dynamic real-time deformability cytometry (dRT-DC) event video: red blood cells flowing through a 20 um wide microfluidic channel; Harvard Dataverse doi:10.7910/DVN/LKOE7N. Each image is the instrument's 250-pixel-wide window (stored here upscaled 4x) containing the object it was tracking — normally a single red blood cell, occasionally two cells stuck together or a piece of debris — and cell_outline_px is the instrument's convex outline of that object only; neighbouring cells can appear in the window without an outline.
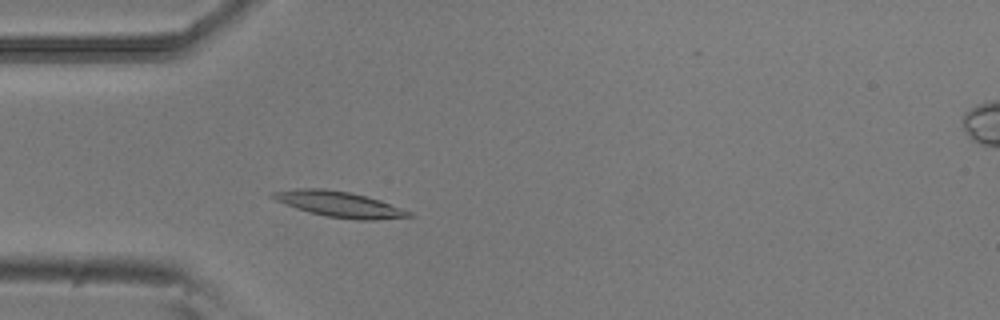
{"species": "common noctule bat (a hibernating species)", "species_latin": "Nyctalus noctula", "temperature_condition": "room temperature", "stored_images_in_passage": 42, "camera_frame_rate_fps": 3000, "um_per_image_px": 0.085, "animal": {"sex": "male", "body_mass_g": 20.5, "forearm_length_mm": 52.5}, "frame": {"image": 1, "passage_image": 4, "time_ms": 1.0, "image_size_px": [1000, 320], "cell_outline_px": [[416, 216], [372, 220], [360, 220], [324, 216], [296, 208], [276, 200], [268, 196], [272, 192], [296, 188], [324, 188], [348, 192], [380, 200], [412, 212]], "centroid_in_image_um": [28.84, 17.36], "position_along_channel_um": 56.2, "area_um2": 20.23}}
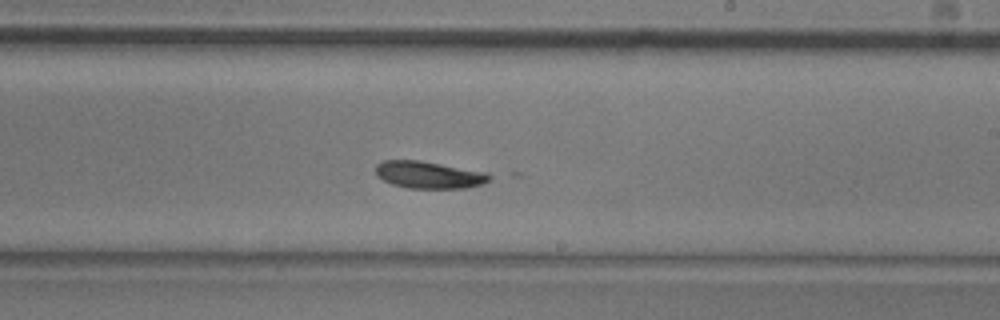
{"frame": {"image": 2, "passage_image": 20, "time_ms": 6.333, "image_size_px": [1000, 320], "cell_outline_px": [[496, 176], [484, 184], [464, 188], [408, 188], [392, 184], [376, 176], [376, 164], [384, 160], [420, 160], [488, 172]], "centroid_in_image_um": [36.51, 14.86], "position_along_channel_um": 252.5, "area_um2": 18.26}}
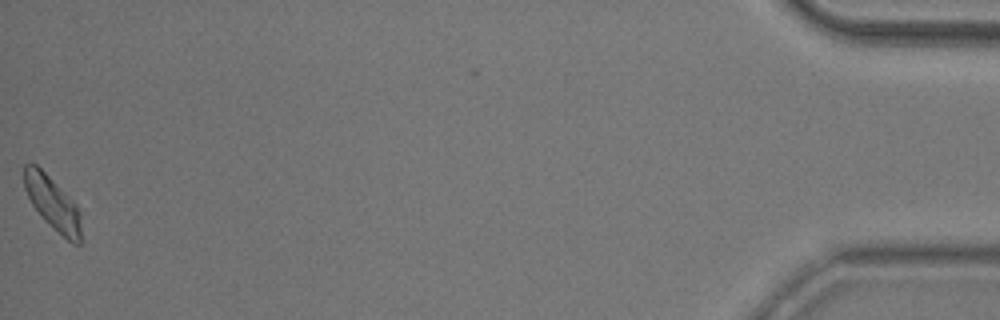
{"frame": {"image": 3, "passage_image": 42, "time_ms": 13.667, "image_size_px": [1000, 320], "cell_outline_px": [[80, 244], [72, 244], [44, 220], [32, 204], [24, 188], [24, 164], [36, 164], [76, 204], [80, 212]], "centroid_in_image_um": [4.47, 17.29], "position_along_channel_um": 430.7, "area_um2": 17.34}, "authors_computed_cell_mechanics": {"area_um2": 17.9758, "velocity_mm_per_s": 3.783, "shape_relaxation_time_tau1_ms": 8.8503, "shape_relaxation_time_tau2_ms": 4.5055, "deformation_change_tau1": 0.1657, "deformation_change_tau2": 0.0834}}